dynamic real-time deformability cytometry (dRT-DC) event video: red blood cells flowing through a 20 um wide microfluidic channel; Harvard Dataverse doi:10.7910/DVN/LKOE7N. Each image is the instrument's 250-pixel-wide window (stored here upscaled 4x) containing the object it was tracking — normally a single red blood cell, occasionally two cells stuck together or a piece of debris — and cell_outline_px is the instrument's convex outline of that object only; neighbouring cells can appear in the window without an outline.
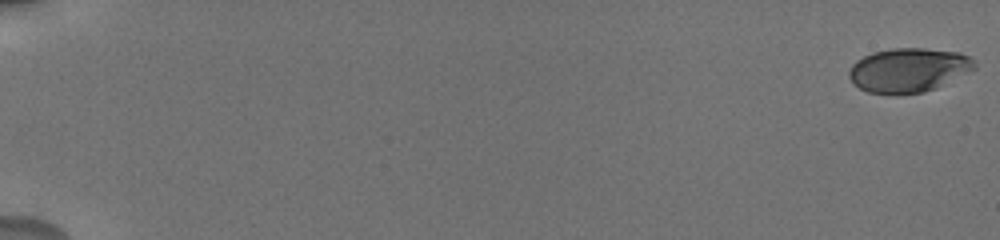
{"species": "human", "species_latin": "Homo sapiens", "temperature_condition": "cold", "stored_images_in_passage": 40, "camera_frame_rate_fps": 3000, "um_per_image_px": 0.085, "donor": {"sex": "male"}, "frame": {"image": 1, "passage_image": 1, "time_ms": 0.0, "image_size_px": [1000, 240], "cell_outline_px": [[976, 68], [936, 88], [924, 92], [868, 92], [852, 84], [848, 76], [848, 72], [852, 64], [856, 60], [872, 52], [892, 48], [924, 48], [960, 52], [976, 60]], "centroid_in_image_um": [77.23, 5.92], "position_along_channel_um": 7.8, "area_um2": 32.02}}
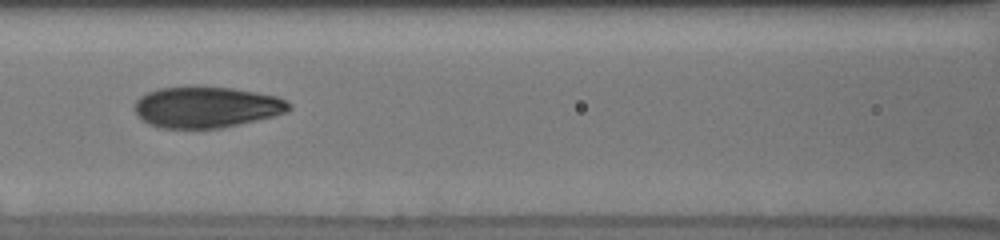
{"frame": {"image": 2, "passage_image": 14, "time_ms": 9.333, "image_size_px": [1000, 240], "cell_outline_px": [[292, 108], [288, 112], [256, 120], [220, 128], [160, 128], [148, 124], [136, 116], [136, 100], [140, 96], [148, 92], [160, 88], [232, 88], [256, 92], [276, 96], [292, 104]], "centroid_in_image_um": [17.55, 9.13], "position_along_channel_um": 149.0, "area_um2": 36.47}}
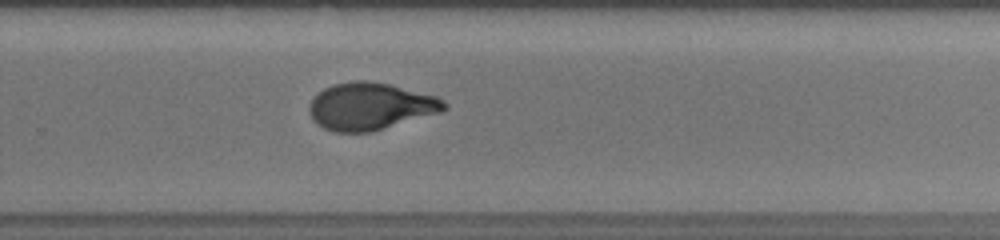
{"frame": {"image": 3, "passage_image": 26, "time_ms": 13.333, "image_size_px": [1000, 240], "cell_outline_px": [[448, 108], [440, 112], [372, 132], [336, 132], [324, 128], [316, 124], [308, 112], [308, 108], [312, 100], [324, 88], [332, 84], [356, 80], [364, 80], [388, 84], [436, 96], [444, 100], [448, 104]], "centroid_in_image_um": [31.47, 9.04], "position_along_channel_um": 298.3, "area_um2": 36.99}, "authors_computed_cell_mechanics": {"area_um2": 36.7319, "velocity_mm_per_s": 3.747, "shape_relaxation_time_tau1_ms": 3.6649, "shape_relaxation_time_tau2_ms": 0.697, "deformation_change_tau1": 0.1479, "deformation_change_tau2": 0.0509}}